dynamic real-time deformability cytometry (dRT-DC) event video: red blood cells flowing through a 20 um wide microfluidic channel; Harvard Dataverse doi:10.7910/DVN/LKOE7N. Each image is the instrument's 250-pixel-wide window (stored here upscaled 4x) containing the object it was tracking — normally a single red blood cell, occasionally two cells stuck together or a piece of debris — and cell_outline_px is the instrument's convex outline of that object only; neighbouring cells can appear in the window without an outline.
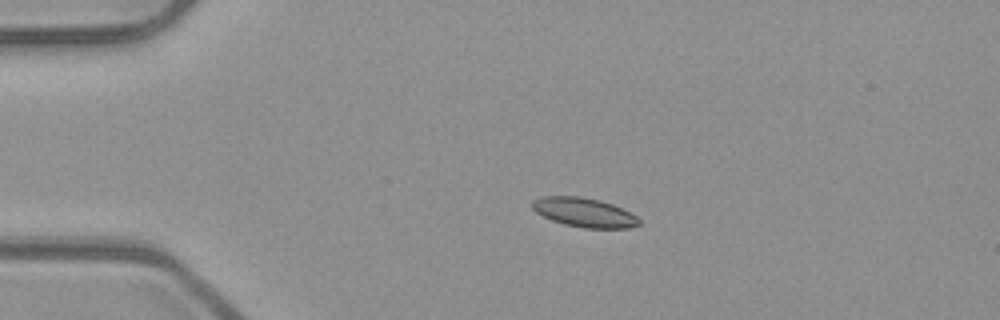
{"species": "common noctule bat (a hibernating species)", "species_latin": "Nyctalus noctula", "temperature_condition": "room temperature", "stored_images_in_passage": 53, "camera_frame_rate_fps": 3000, "um_per_image_px": 0.085, "animal": {"sex": "male", "body_mass_g": 23.1, "forearm_length_mm": 52.7}, "frame": {"image": 1, "passage_image": 12, "time_ms": 3.667, "image_size_px": [1000, 320], "cell_outline_px": [[640, 224], [628, 228], [584, 228], [564, 224], [552, 220], [536, 212], [532, 208], [532, 200], [544, 196], [580, 196], [600, 200], [612, 204], [636, 216], [640, 220]], "centroid_in_image_um": [49.64, 18.05], "position_along_channel_um": 35.4, "area_um2": 18.03}}
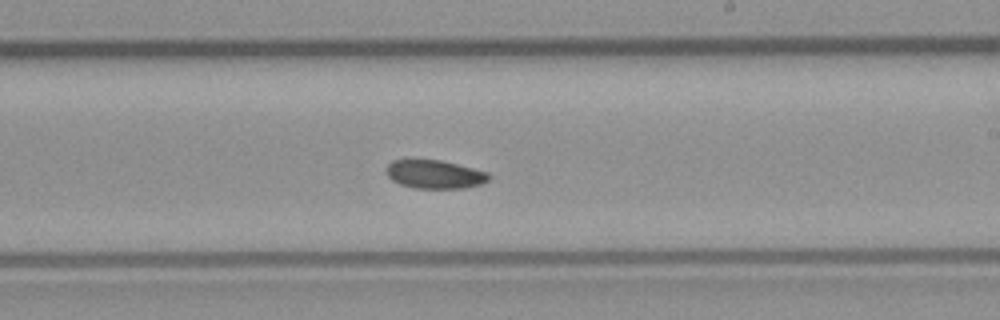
{"frame": {"image": 2, "passage_image": 32, "time_ms": 10.333, "image_size_px": [1000, 320], "cell_outline_px": [[492, 176], [488, 180], [480, 184], [464, 188], [416, 188], [400, 184], [392, 180], [388, 176], [384, 168], [392, 160], [440, 160], [488, 172]], "centroid_in_image_um": [36.93, 14.81], "position_along_channel_um": 252.1, "area_um2": 16.94}}
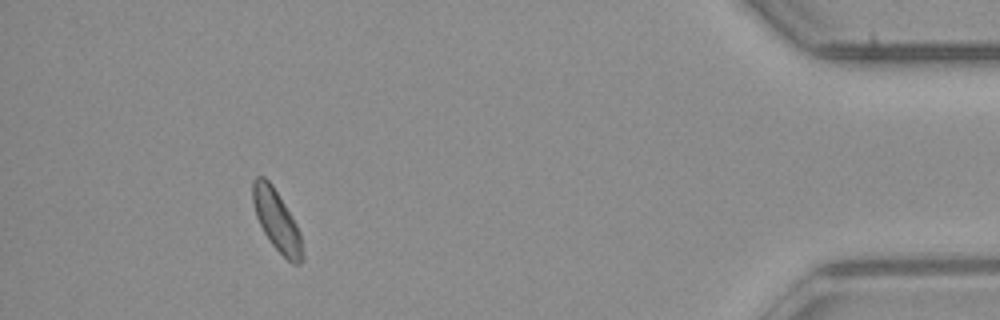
{"frame": {"image": 3, "passage_image": 49, "time_ms": 16.0, "image_size_px": [1000, 320], "cell_outline_px": [[304, 260], [300, 264], [292, 264], [272, 244], [264, 232], [256, 216], [252, 200], [252, 180], [256, 176], [264, 176], [272, 184], [296, 224], [300, 232], [304, 256]], "centroid_in_image_um": [23.52, 18.74], "position_along_channel_um": 411.7, "area_um2": 17.51}, "authors_computed_cell_mechanics": {"area_um2": 17.629, "velocity_mm_per_s": 3.9045, "shape_relaxation_time_tau1_ms": 3.1928, "shape_relaxation_time_tau2_ms": null, "deformation_change_tau1": 0.0802, "deformation_change_tau2": null}}